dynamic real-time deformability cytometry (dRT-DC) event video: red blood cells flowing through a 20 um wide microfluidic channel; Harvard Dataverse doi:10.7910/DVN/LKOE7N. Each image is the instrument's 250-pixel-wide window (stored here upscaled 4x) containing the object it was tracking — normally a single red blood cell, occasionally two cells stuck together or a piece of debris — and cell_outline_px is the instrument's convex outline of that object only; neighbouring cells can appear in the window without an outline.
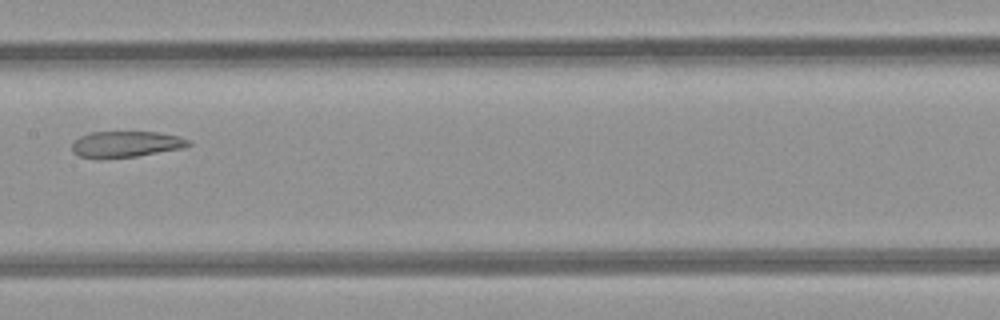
{"species": "common noctule bat (a hibernating species)", "species_latin": "Nyctalus noctula", "temperature_condition": "room temperature", "stored_images_in_passage": 7, "camera_frame_rate_fps": 3000, "um_per_image_px": 0.085, "animal": {"sex": "female", "body_mass_g": 21.9}, "frame": {"image": 1, "passage_image": 6, "time_ms": 5.667, "image_size_px": [1000, 320], "cell_outline_px": [[192, 144], [184, 148], [136, 156], [80, 156], [72, 152], [72, 140], [80, 136], [92, 132], [156, 132], [180, 136], [192, 140]], "centroid_in_image_um": [10.78, 12.22], "position_along_channel_um": 196.6, "area_um2": 17.34}}
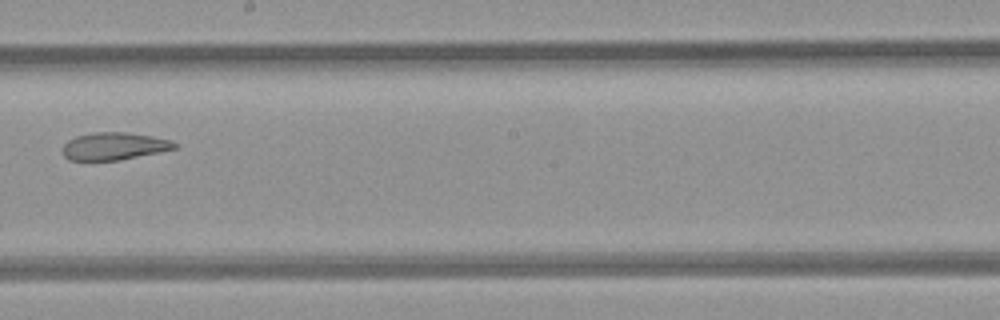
{"frame": {"image": 2, "passage_image": 7, "time_ms": 6.667, "image_size_px": [1000, 320], "cell_outline_px": [[180, 148], [120, 160], [68, 160], [64, 156], [64, 144], [68, 140], [76, 136], [92, 132], [124, 132], [152, 136], [172, 140], [180, 144]], "centroid_in_image_um": [9.77, 12.42], "position_along_channel_um": 238.4, "area_um2": 18.09}}